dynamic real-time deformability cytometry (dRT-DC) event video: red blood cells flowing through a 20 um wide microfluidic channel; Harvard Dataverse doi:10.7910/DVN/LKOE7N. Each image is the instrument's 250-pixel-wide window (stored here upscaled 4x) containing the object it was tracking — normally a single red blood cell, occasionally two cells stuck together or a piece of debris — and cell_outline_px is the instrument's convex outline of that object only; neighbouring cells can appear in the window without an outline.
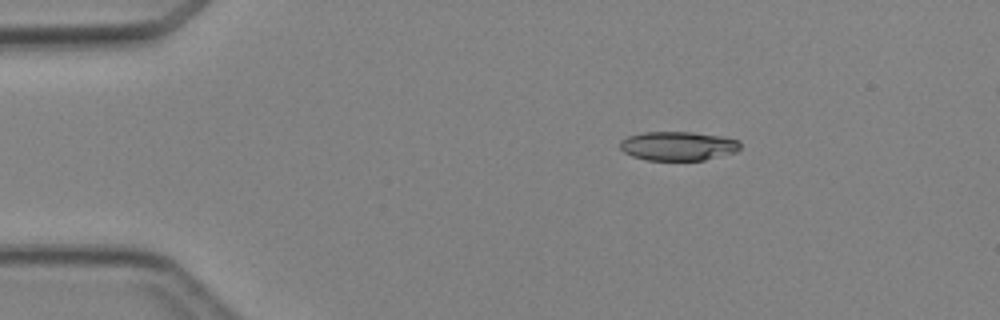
{"species": "Egyptian fruit bat (a non-hibernating species)", "species_latin": "Rousettus aegyptiacus", "temperature_condition": "cold", "stored_images_in_passage": 5, "camera_frame_rate_fps": 3000, "um_per_image_px": 0.085, "animal": {"sex": "female"}, "frame": {"image": 1, "passage_image": 2, "time_ms": 1.333, "image_size_px": [1000, 320], "cell_outline_px": [[740, 148], [736, 152], [704, 160], [644, 160], [632, 156], [624, 152], [620, 148], [620, 140], [628, 136], [644, 132], [692, 132], [720, 136], [740, 140]], "centroid_in_image_um": [57.62, 12.41], "position_along_channel_um": 27.4, "area_um2": 20.4}}
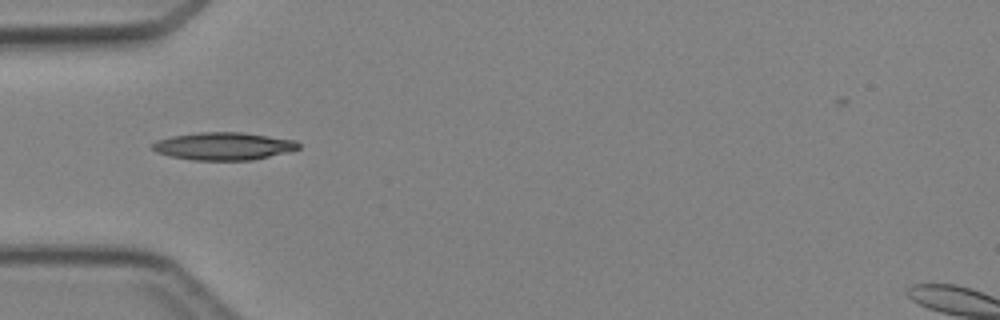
{"frame": {"image": 2, "passage_image": 4, "time_ms": 3.667, "image_size_px": [1000, 320], "cell_outline_px": [[300, 148], [288, 152], [252, 160], [192, 160], [172, 156], [156, 152], [152, 148], [152, 144], [156, 140], [172, 136], [200, 132], [244, 132], [296, 140], [300, 144]], "centroid_in_image_um": [19.03, 12.42], "position_along_channel_um": 66.0, "area_um2": 23.58}}
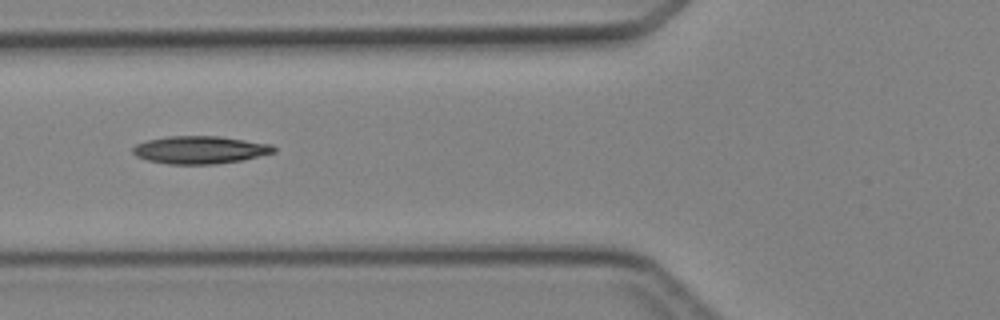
{"frame": {"image": 3, "passage_image": 5, "time_ms": 4.667, "image_size_px": [1000, 320], "cell_outline_px": [[276, 152], [244, 160], [216, 164], [168, 164], [148, 160], [136, 156], [132, 152], [132, 148], [136, 144], [148, 140], [168, 136], [220, 136], [272, 144], [276, 148]], "centroid_in_image_um": [17.03, 12.74], "position_along_channel_um": 108.8, "area_um2": 22.89}}